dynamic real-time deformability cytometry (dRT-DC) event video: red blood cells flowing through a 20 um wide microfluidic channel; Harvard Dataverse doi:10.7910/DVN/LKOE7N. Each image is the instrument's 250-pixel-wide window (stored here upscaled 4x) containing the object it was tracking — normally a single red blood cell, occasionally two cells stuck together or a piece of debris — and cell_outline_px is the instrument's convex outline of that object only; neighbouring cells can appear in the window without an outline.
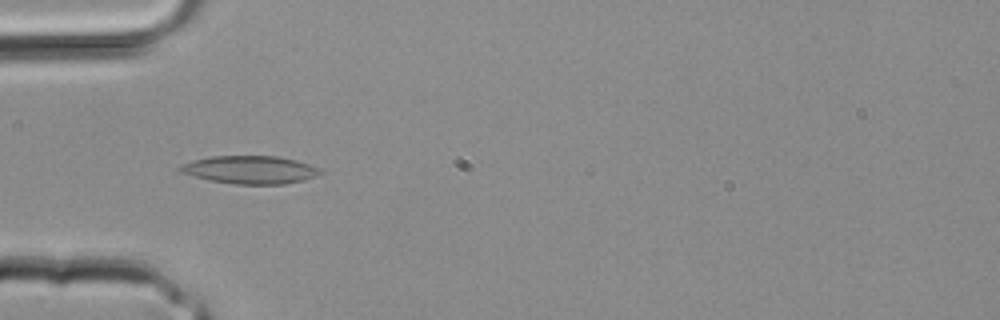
{"species": "common noctule bat (a hibernating species)", "species_latin": "Nyctalus noctula", "temperature_condition": "room temperature", "stored_images_in_passage": 31, "camera_frame_rate_fps": 3000, "um_per_image_px": 0.085, "animal": {"sex": "male", "body_mass_g": 20.4}, "frame": {"image": 1, "passage_image": 10, "time_ms": 3.0, "image_size_px": [1000, 320], "cell_outline_px": [[324, 172], [316, 176], [304, 180], [284, 184], [236, 184], [208, 180], [180, 172], [176, 168], [180, 164], [192, 160], [212, 156], [280, 156], [296, 160], [320, 168]], "centroid_in_image_um": [21.24, 14.42], "position_along_channel_um": 63.8, "area_um2": 23.0}}
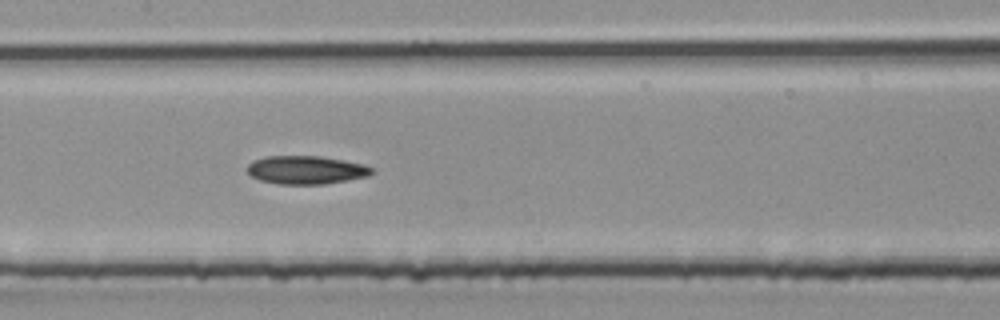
{"frame": {"image": 2, "passage_image": 16, "time_ms": 5.0, "image_size_px": [1000, 320], "cell_outline_px": [[376, 172], [368, 176], [324, 184], [280, 184], [260, 180], [252, 176], [248, 172], [248, 164], [252, 160], [264, 156], [320, 156], [344, 160], [364, 164], [372, 168]], "centroid_in_image_um": [26.03, 14.43], "position_along_channel_um": 181.4, "area_um2": 20.58}}
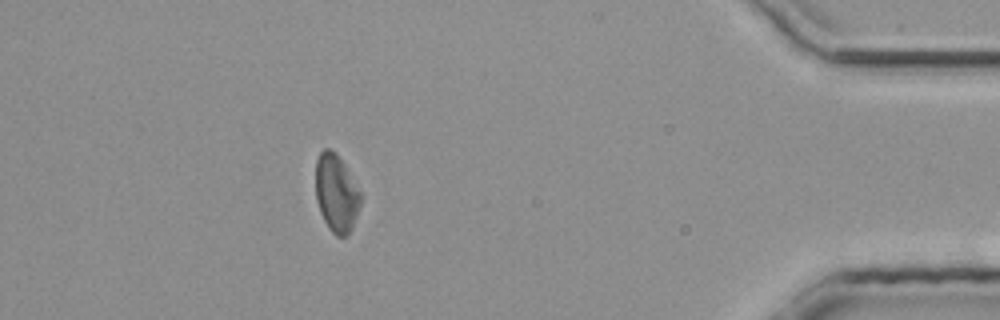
{"frame": {"image": 3, "passage_image": 30, "time_ms": 9.667, "image_size_px": [1000, 320], "cell_outline_px": [[364, 196], [352, 228], [348, 236], [336, 236], [328, 228], [320, 212], [316, 200], [316, 160], [320, 152], [324, 148], [328, 148], [336, 152], [344, 164]], "centroid_in_image_um": [28.61, 16.43], "position_along_channel_um": 406.6, "area_um2": 20.69}}